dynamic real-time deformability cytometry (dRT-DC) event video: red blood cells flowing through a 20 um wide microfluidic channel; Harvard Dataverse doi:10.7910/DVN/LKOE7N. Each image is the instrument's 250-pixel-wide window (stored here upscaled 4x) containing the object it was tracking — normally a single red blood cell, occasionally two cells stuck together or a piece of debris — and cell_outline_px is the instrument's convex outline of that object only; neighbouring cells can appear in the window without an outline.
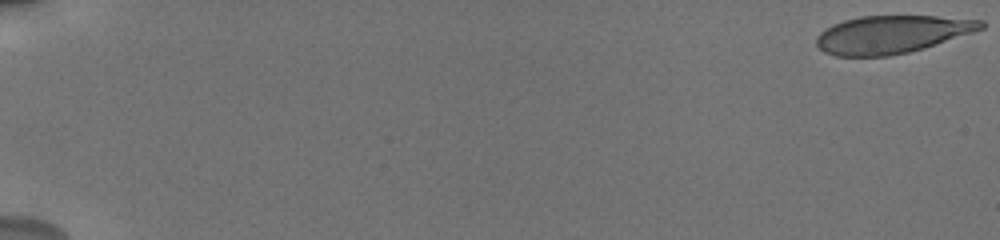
{"species": "human", "species_latin": "Homo sapiens", "temperature_condition": "cold", "stored_images_in_passage": 41, "camera_frame_rate_fps": 3000, "um_per_image_px": 0.085, "donor": {"sex": "male"}, "frame": {"image": 1, "passage_image": 1, "time_ms": 0.0, "image_size_px": [1000, 240], "cell_outline_px": [[984, 28], [924, 48], [908, 52], [888, 56], [836, 56], [824, 52], [816, 44], [816, 36], [820, 32], [832, 24], [844, 20], [860, 16], [936, 16], [984, 20]], "centroid_in_image_um": [75.77, 2.92], "position_along_channel_um": 9.2, "area_um2": 36.13}}
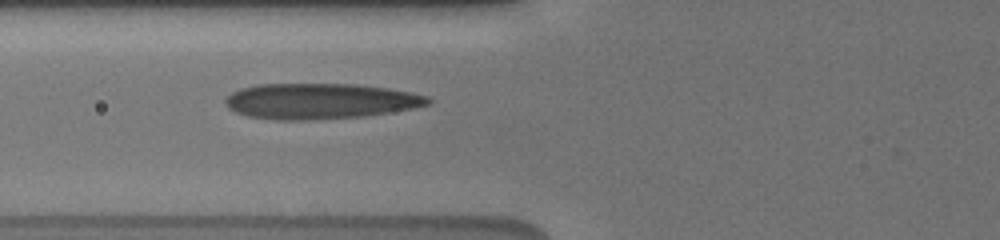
{"frame": {"image": 2, "passage_image": 32, "time_ms": 7.667, "image_size_px": [1000, 240], "cell_outline_px": [[432, 104], [412, 108], [364, 116], [308, 120], [276, 120], [248, 116], [236, 112], [228, 108], [224, 104], [224, 100], [232, 92], [240, 88], [256, 84], [356, 84], [388, 88], [412, 92], [428, 96], [432, 100]], "centroid_in_image_um": [27.2, 8.59], "position_along_channel_um": 98.6, "area_um2": 42.25}}
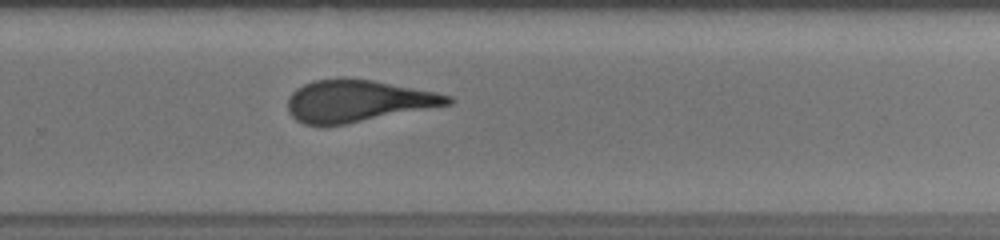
{"frame": {"image": 3, "passage_image": 41, "time_ms": 13.0, "image_size_px": [1000, 240], "cell_outline_px": [[456, 100], [452, 104], [344, 124], [304, 124], [296, 120], [288, 112], [288, 96], [296, 88], [312, 80], [340, 76], [372, 80], [436, 92], [452, 96]], "centroid_in_image_um": [30.39, 8.55], "position_along_channel_um": 299.4, "area_um2": 39.19}}